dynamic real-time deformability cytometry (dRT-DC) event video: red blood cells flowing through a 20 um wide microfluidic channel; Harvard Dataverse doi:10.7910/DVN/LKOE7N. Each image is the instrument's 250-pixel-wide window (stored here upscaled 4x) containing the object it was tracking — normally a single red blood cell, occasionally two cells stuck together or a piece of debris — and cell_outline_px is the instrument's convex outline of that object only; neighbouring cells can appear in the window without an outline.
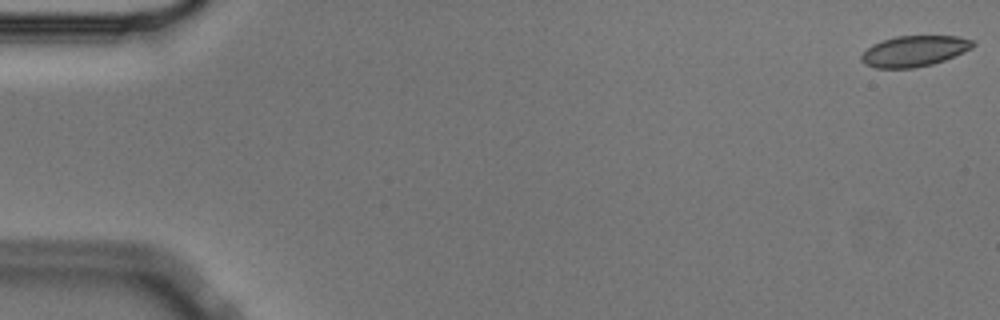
{"species": "Egyptian fruit bat (a non-hibernating species)", "species_latin": "Rousettus aegyptiacus", "temperature_condition": "cold", "stored_images_in_passage": 27, "camera_frame_rate_fps": 3000, "um_per_image_px": 0.085, "animal": {"sex": "male"}, "frame": {"image": 1, "passage_image": 1, "time_ms": 0.0, "image_size_px": [1000, 320], "cell_outline_px": [[976, 44], [972, 48], [964, 52], [944, 60], [932, 64], [912, 68], [876, 68], [864, 64], [860, 60], [860, 56], [872, 44], [896, 36], [960, 36], [972, 40]], "centroid_in_image_um": [77.71, 4.34], "position_along_channel_um": 7.3, "area_um2": 20.0}}
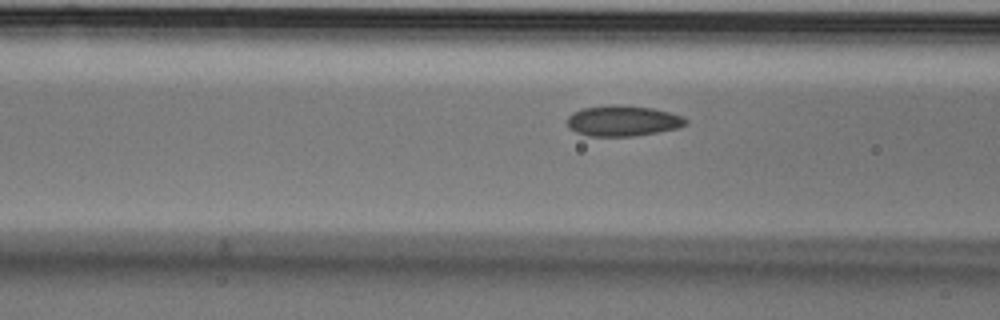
{"frame": {"image": 2, "passage_image": 22, "time_ms": 7.0, "image_size_px": [1000, 320], "cell_outline_px": [[688, 124], [680, 128], [632, 136], [588, 136], [576, 132], [568, 128], [568, 116], [572, 112], [584, 108], [608, 104], [620, 104], [652, 108], [684, 116], [688, 120]], "centroid_in_image_um": [52.95, 10.26], "position_along_channel_um": 113.6, "area_um2": 21.39}}
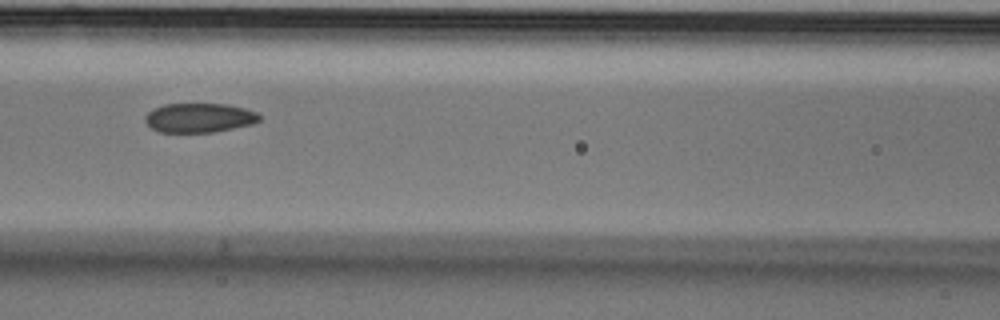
{"frame": {"image": 3, "passage_image": 25, "time_ms": 8.0, "image_size_px": [1000, 320], "cell_outline_px": [[260, 120], [252, 124], [212, 132], [160, 132], [152, 128], [144, 120], [144, 116], [148, 112], [164, 104], [228, 104], [244, 108], [256, 112], [260, 116]], "centroid_in_image_um": [16.93, 10.01], "position_along_channel_um": 149.7, "area_um2": 19.36}}